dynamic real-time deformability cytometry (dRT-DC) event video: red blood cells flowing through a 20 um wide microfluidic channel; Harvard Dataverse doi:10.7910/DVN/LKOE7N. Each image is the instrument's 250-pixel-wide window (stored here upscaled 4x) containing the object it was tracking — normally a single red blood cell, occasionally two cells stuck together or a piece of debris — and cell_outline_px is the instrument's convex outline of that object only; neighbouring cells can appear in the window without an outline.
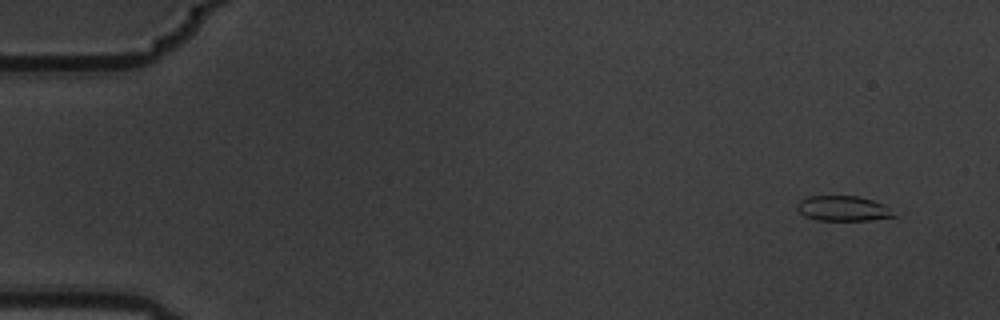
{"species": "common noctule bat (a hibernating species)", "species_latin": "Nyctalus noctula", "temperature_condition": "warm", "stored_images_in_passage": 7, "camera_frame_rate_fps": 3000, "um_per_image_px": 0.085, "animal": {"sex": "male", "body_mass_g": 19.5, "forearm_length_mm": 54.6}, "frame": {"image": 1, "passage_image": 1, "time_ms": 0.0, "image_size_px": [1000, 320], "cell_outline_px": [[896, 216], [868, 220], [816, 220], [804, 216], [796, 208], [800, 200], [808, 196], [860, 196], [884, 204]], "centroid_in_image_um": [71.62, 17.71], "position_along_channel_um": 13.4, "area_um2": 14.05}}
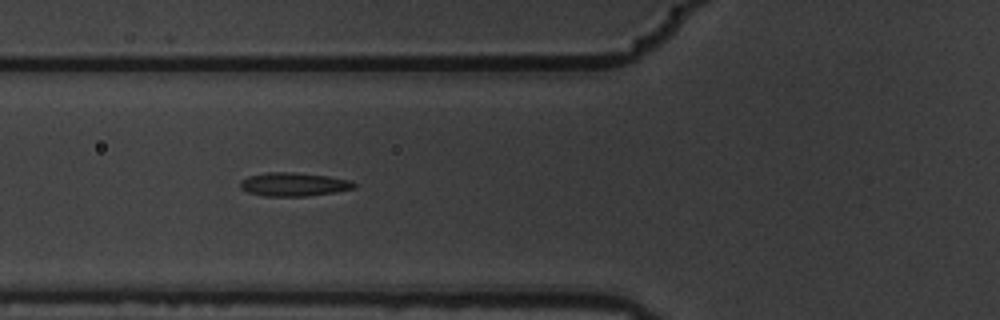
{"frame": {"image": 2, "passage_image": 6, "time_ms": 1.667, "image_size_px": [1000, 320], "cell_outline_px": [[356, 188], [336, 192], [308, 196], [264, 196], [248, 192], [240, 188], [240, 180], [248, 176], [268, 172], [292, 172], [328, 176], [352, 180], [356, 184]], "centroid_in_image_um": [24.98, 15.67], "position_along_channel_um": 100.8, "area_um2": 15.78}}
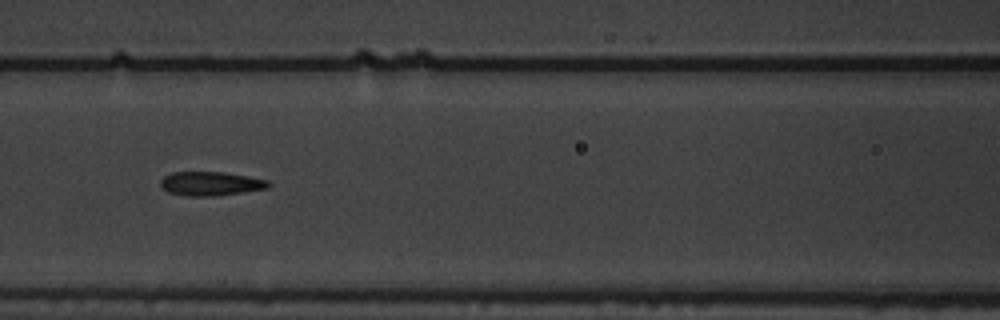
{"frame": {"image": 3, "passage_image": 7, "time_ms": 2.0, "image_size_px": [1000, 320], "cell_outline_px": [[272, 184], [268, 188], [216, 196], [188, 196], [168, 192], [160, 184], [160, 180], [164, 176], [172, 172], [224, 172], [248, 176], [268, 180]], "centroid_in_image_um": [17.92, 15.6], "position_along_channel_um": 148.7, "area_um2": 15.09}}